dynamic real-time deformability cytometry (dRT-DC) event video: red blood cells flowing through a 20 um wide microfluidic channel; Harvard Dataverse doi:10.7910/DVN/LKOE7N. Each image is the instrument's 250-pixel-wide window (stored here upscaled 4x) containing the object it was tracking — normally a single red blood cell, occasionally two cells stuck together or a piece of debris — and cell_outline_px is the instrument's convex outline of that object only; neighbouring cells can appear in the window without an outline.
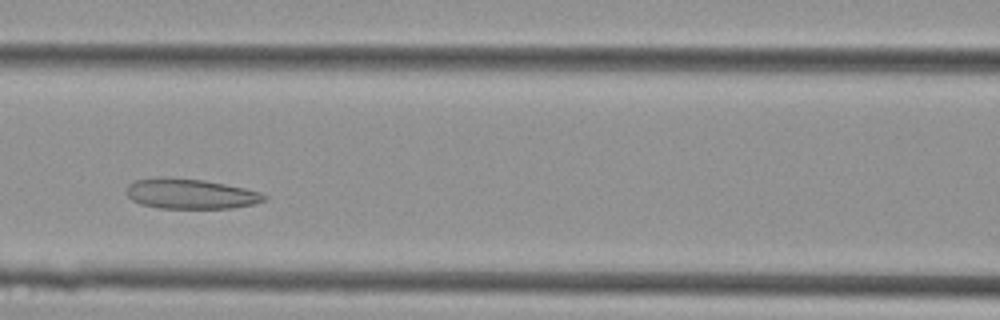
{"species": "Egyptian fruit bat (a non-hibernating species)", "species_latin": "Rousettus aegyptiacus", "temperature_condition": "cold", "stored_images_in_passage": 35, "camera_frame_rate_fps": 3000, "um_per_image_px": 0.085, "animal": {"sex": "female"}, "frame": {"image": 1, "passage_image": 11, "time_ms": 3.333, "image_size_px": [1000, 320], "cell_outline_px": [[268, 200], [256, 204], [232, 208], [160, 208], [140, 204], [132, 200], [128, 196], [128, 184], [136, 180], [168, 176], [204, 180], [244, 188], [260, 192], [268, 196]], "centroid_in_image_um": [16.24, 16.47], "position_along_channel_um": 150.4, "area_um2": 24.28}}
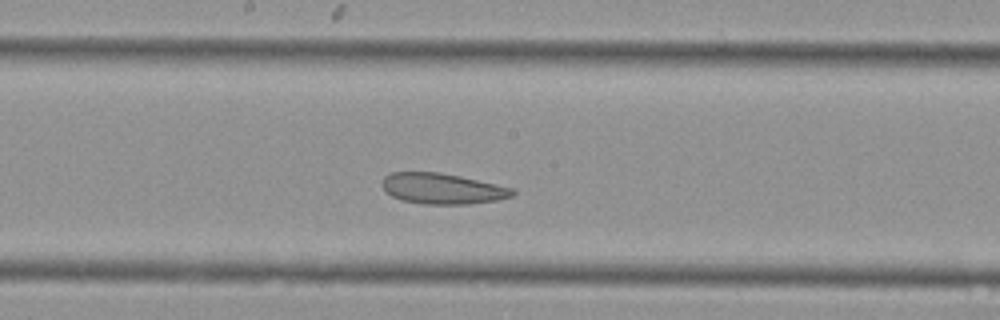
{"frame": {"image": 2, "passage_image": 15, "time_ms": 4.667, "image_size_px": [1000, 320], "cell_outline_px": [[516, 192], [512, 196], [496, 200], [468, 204], [424, 204], [404, 200], [392, 196], [384, 192], [380, 184], [384, 176], [392, 172], [440, 172], [460, 176], [496, 184], [512, 188]], "centroid_in_image_um": [37.55, 16.02], "position_along_channel_um": 210.6, "area_um2": 23.35}}
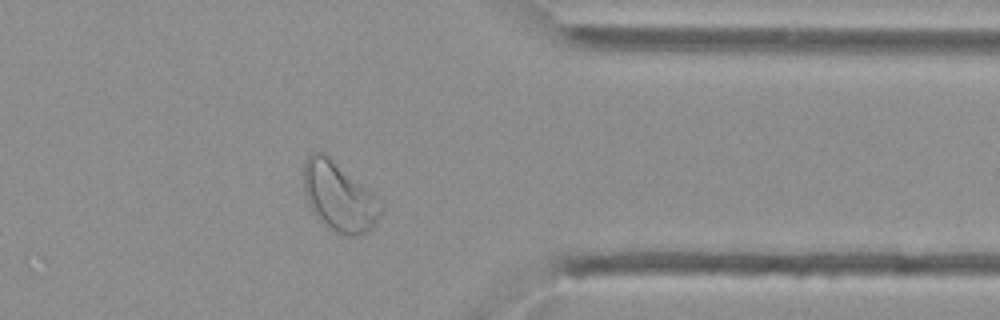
{"frame": {"image": 3, "passage_image": 27, "time_ms": 8.667, "image_size_px": [1000, 320], "cell_outline_px": [[384, 208], [380, 216], [372, 228], [368, 232], [360, 236], [344, 236], [336, 232], [324, 224], [312, 212], [308, 204], [304, 192], [304, 160], [312, 152], [324, 152], [372, 192], [384, 204]], "centroid_in_image_um": [28.84, 16.74], "position_along_channel_um": 382.6, "area_um2": 31.33}}